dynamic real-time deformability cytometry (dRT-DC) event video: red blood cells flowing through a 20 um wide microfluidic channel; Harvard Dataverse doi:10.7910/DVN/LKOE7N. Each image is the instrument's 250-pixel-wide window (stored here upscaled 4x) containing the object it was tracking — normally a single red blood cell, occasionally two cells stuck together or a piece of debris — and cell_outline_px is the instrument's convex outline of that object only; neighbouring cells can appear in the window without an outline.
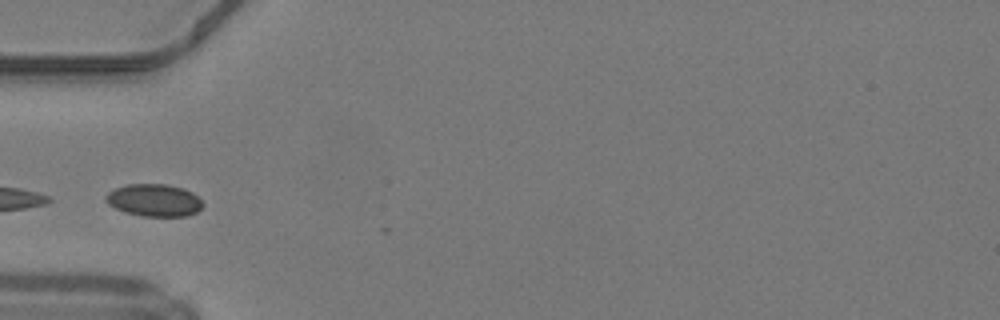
{"species": "common noctule bat (a hibernating species)", "species_latin": "Nyctalus noctula", "temperature_condition": "warm", "stored_images_in_passage": 5, "camera_frame_rate_fps": 3000, "um_per_image_px": 0.085, "animal": {"sex": "male", "body_mass_g": 19.2, "forearm_length_mm": 51.8}, "frame": {"image": 1, "passage_image": 1, "time_ms": 0.0, "image_size_px": [1000, 320], "cell_outline_px": [[204, 204], [196, 212], [188, 216], [140, 216], [124, 212], [108, 204], [104, 200], [104, 196], [108, 192], [116, 188], [128, 184], [164, 184], [184, 188], [192, 192]], "centroid_in_image_um": [13.08, 17.02], "position_along_channel_um": 71.9, "area_um2": 18.32}}